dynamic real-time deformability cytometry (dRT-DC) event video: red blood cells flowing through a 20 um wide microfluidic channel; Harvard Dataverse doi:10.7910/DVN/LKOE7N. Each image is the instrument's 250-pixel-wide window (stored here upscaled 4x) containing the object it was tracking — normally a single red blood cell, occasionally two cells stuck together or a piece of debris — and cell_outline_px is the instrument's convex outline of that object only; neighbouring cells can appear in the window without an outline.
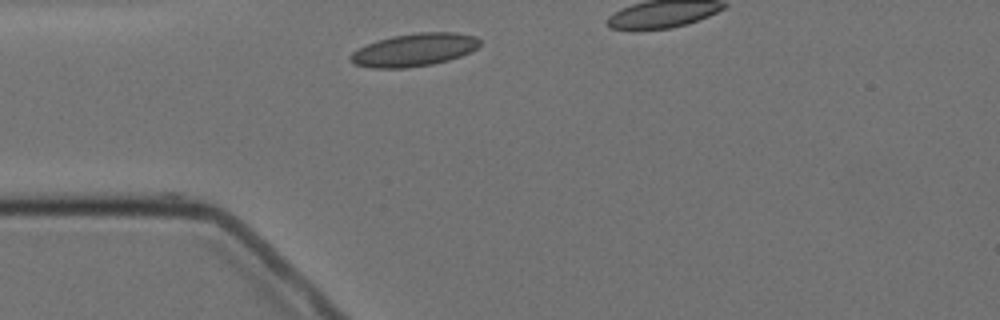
{"species": "Egyptian fruit bat (a non-hibernating species)", "species_latin": "Rousettus aegyptiacus", "temperature_condition": "cold", "stored_images_in_passage": 2, "camera_frame_rate_fps": 3000, "um_per_image_px": 0.085, "animal": {"sex": "female"}, "frame": {"image": 1, "passage_image": 1, "time_ms": 0.0, "image_size_px": [1000, 320], "cell_outline_px": [[480, 44], [476, 48], [460, 56], [448, 60], [432, 64], [404, 68], [372, 68], [352, 64], [348, 60], [348, 56], [352, 52], [376, 40], [392, 36], [416, 32], [456, 32], [476, 36], [480, 40]], "centroid_in_image_um": [35.17, 4.23], "position_along_channel_um": 49.8, "area_um2": 24.85}}